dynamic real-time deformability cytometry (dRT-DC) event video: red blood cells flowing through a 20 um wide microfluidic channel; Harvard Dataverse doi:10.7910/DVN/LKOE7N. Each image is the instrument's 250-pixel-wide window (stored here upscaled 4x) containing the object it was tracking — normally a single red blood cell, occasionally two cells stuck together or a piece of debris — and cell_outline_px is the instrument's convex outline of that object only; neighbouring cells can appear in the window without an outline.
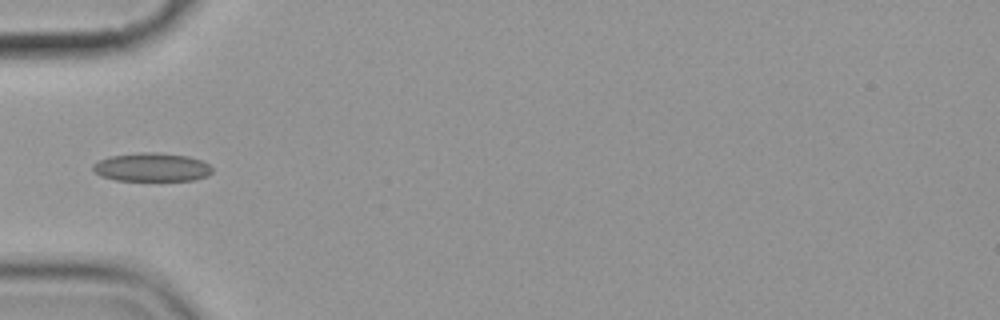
{"species": "common noctule bat (a hibernating species)", "species_latin": "Nyctalus noctula", "temperature_condition": "cold", "stored_images_in_passage": 6, "camera_frame_rate_fps": 3000, "um_per_image_px": 0.085, "animal": {"sex": "female", "body_mass_g": 19.9}, "frame": {"image": 1, "passage_image": 4, "time_ms": 3.667, "image_size_px": [1000, 320], "cell_outline_px": [[212, 172], [208, 176], [196, 180], [116, 180], [100, 176], [92, 168], [92, 164], [108, 156], [140, 152], [156, 152], [188, 156], [200, 160], [208, 164], [212, 168]], "centroid_in_image_um": [12.9, 14.21], "position_along_channel_um": 72.1, "area_um2": 19.88}}
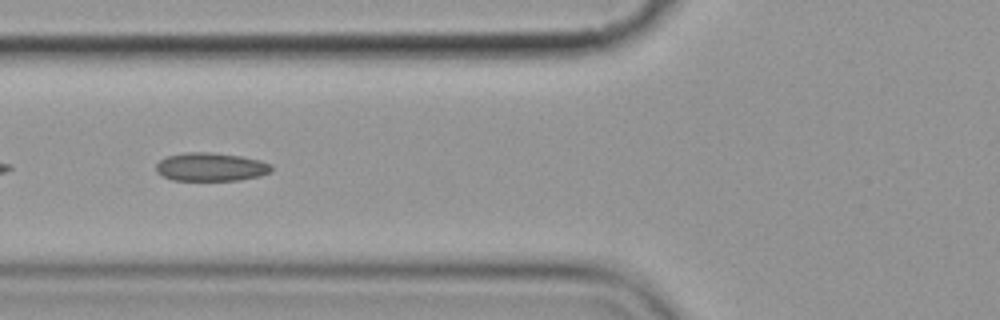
{"frame": {"image": 2, "passage_image": 5, "time_ms": 4.667, "image_size_px": [1000, 320], "cell_outline_px": [[272, 172], [260, 176], [240, 180], [172, 180], [156, 172], [156, 164], [160, 160], [168, 156], [184, 152], [212, 152], [240, 156], [260, 160], [272, 164]], "centroid_in_image_um": [17.94, 14.19], "position_along_channel_um": 107.9, "area_um2": 19.19}}
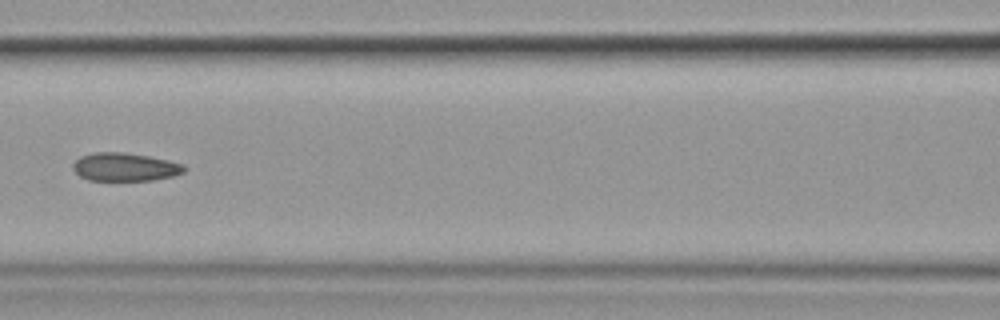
{"frame": {"image": 3, "passage_image": 6, "time_ms": 6.0, "image_size_px": [1000, 320], "cell_outline_px": [[188, 168], [184, 172], [172, 176], [152, 180], [88, 180], [80, 176], [72, 168], [72, 164], [80, 156], [96, 152], [124, 152], [148, 156], [168, 160], [184, 164]], "centroid_in_image_um": [10.63, 14.19], "position_along_channel_um": 156.0, "area_um2": 18.32}}